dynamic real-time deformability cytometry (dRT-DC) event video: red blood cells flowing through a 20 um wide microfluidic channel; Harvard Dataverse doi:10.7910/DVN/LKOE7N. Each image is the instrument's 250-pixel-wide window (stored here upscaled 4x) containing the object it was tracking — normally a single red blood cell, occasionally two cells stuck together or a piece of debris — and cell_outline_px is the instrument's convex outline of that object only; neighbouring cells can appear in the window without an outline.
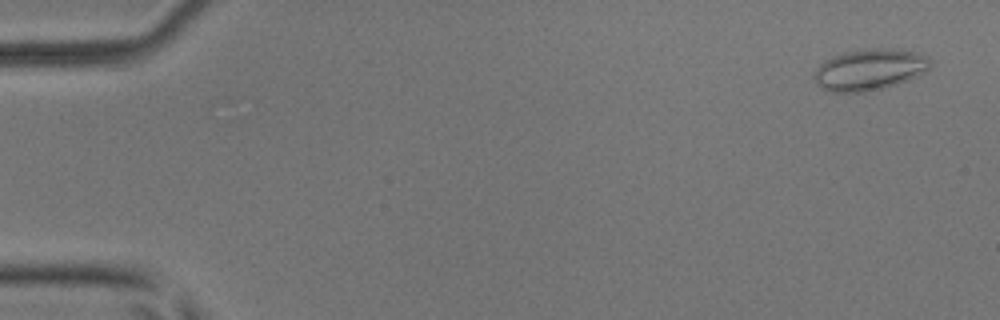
{"species": "common noctule bat (a hibernating species)", "species_latin": "Nyctalus noctula", "temperature_condition": "room temperature", "stored_images_in_passage": 52, "camera_frame_rate_fps": 3000, "um_per_image_px": 0.085, "animal": {"sex": "male", "body_mass_g": 17.9, "forearm_length_mm": 54.2}, "frame": {"image": 1, "passage_image": 3, "time_ms": 0.667, "image_size_px": [1000, 320], "cell_outline_px": [[932, 64], [928, 68], [908, 80], [884, 88], [864, 92], [832, 92], [820, 88], [816, 84], [812, 76], [816, 68], [824, 60], [832, 56], [844, 52], [868, 48], [892, 48], [916, 52], [928, 56], [932, 60]], "centroid_in_image_um": [73.87, 5.91], "position_along_channel_um": 11.1, "area_um2": 28.21}}
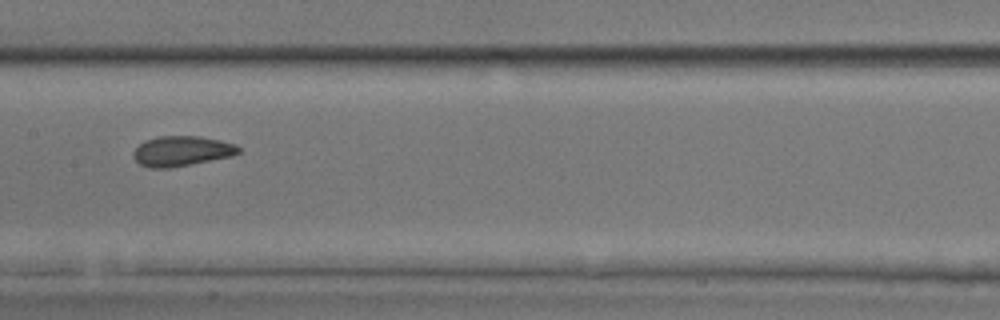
{"frame": {"image": 2, "passage_image": 27, "time_ms": 8.667, "image_size_px": [1000, 320], "cell_outline_px": [[240, 152], [232, 156], [168, 168], [148, 168], [140, 164], [132, 156], [132, 152], [144, 140], [156, 136], [200, 136], [220, 140], [236, 144], [240, 148]], "centroid_in_image_um": [15.42, 12.83], "position_along_channel_um": 192.0, "area_um2": 18.5}}
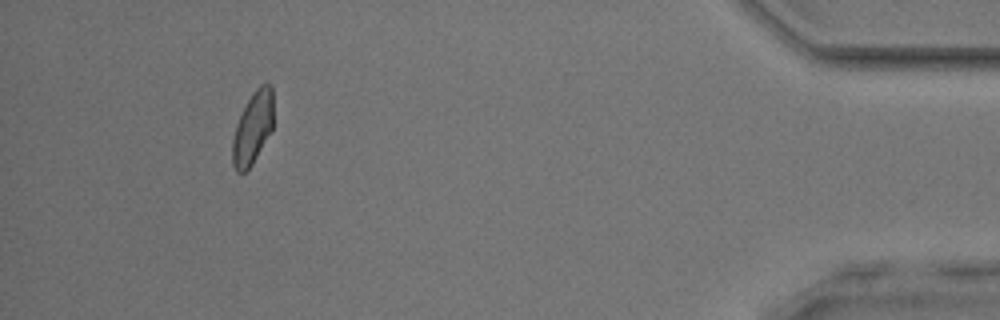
{"frame": {"image": 3, "passage_image": 48, "time_ms": 15.667, "image_size_px": [1000, 320], "cell_outline_px": [[272, 128], [252, 164], [244, 172], [236, 172], [232, 164], [232, 140], [236, 124], [252, 92], [260, 84], [272, 84]], "centroid_in_image_um": [21.46, 10.87], "position_along_channel_um": 413.7, "area_um2": 16.94}, "authors_computed_cell_mechanics": {"area_um2": 18.4671, "velocity_mm_per_s": 4.0411, "shape_relaxation_time_tau1_ms": 6.9433, "shape_relaxation_time_tau2_ms": 1.5874, "deformation_change_tau1": 0.117, "deformation_change_tau2": 0.0544}}